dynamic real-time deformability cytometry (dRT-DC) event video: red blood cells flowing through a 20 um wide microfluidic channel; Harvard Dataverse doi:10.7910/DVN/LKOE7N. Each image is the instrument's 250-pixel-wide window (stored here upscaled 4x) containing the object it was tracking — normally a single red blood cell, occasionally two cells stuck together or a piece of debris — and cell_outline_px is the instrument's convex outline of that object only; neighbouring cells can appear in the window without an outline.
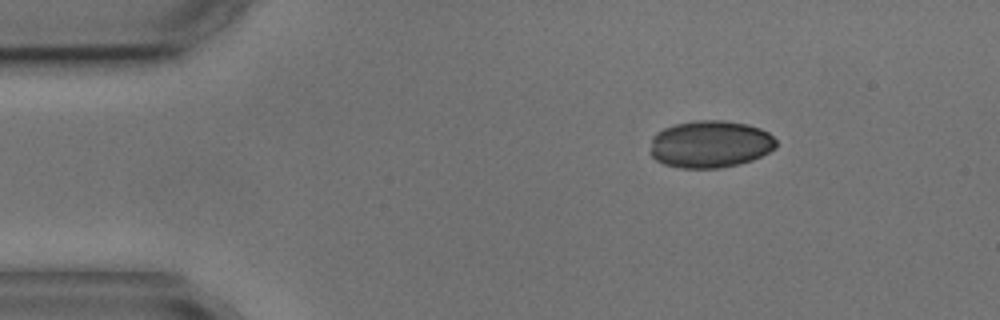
{"species": "common noctule bat (a hibernating species)", "species_latin": "Nyctalus noctula", "temperature_condition": "cold", "stored_images_in_passage": 3, "camera_frame_rate_fps": 3000, "um_per_image_px": 0.085, "animal": {"sex": "male", "body_mass_g": 17.9, "forearm_length_mm": 54.2}, "frame": {"image": 1, "passage_image": 1, "time_ms": 0.0, "image_size_px": [1000, 320], "cell_outline_px": [[776, 148], [752, 160], [740, 164], [720, 168], [680, 168], [664, 164], [656, 160], [648, 152], [652, 136], [656, 132], [664, 128], [676, 124], [696, 120], [724, 120], [748, 124], [760, 128], [768, 132], [776, 140]], "centroid_in_image_um": [60.34, 12.25], "position_along_channel_um": 24.7, "area_um2": 35.03}}